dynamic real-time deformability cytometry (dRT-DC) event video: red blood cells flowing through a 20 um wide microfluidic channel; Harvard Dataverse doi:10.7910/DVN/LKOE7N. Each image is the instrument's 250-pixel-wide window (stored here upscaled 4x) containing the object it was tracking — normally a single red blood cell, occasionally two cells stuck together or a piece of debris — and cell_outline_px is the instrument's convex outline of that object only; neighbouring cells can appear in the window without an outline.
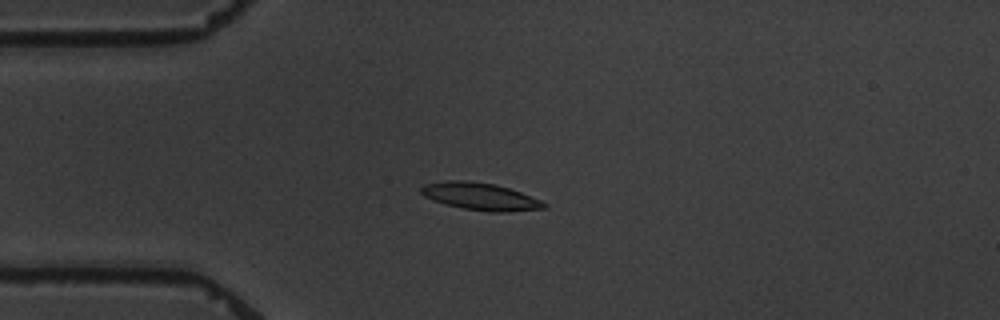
{"species": "common noctule bat (a hibernating species)", "species_latin": "Nyctalus noctula", "temperature_condition": "warm", "stored_images_in_passage": 15, "camera_frame_rate_fps": 3000, "um_per_image_px": 0.085, "animal": {"sex": "male", "body_mass_g": 19.5, "forearm_length_mm": 54.6}, "frame": {"image": 1, "passage_image": 4, "time_ms": 4.0, "image_size_px": [1000, 320], "cell_outline_px": [[548, 208], [504, 212], [488, 212], [464, 208], [444, 204], [432, 200], [424, 196], [420, 192], [420, 188], [424, 184], [448, 180], [464, 180], [496, 184], [520, 192], [540, 200], [548, 204]], "centroid_in_image_um": [40.82, 16.7], "position_along_channel_um": 44.2, "area_um2": 19.59}}
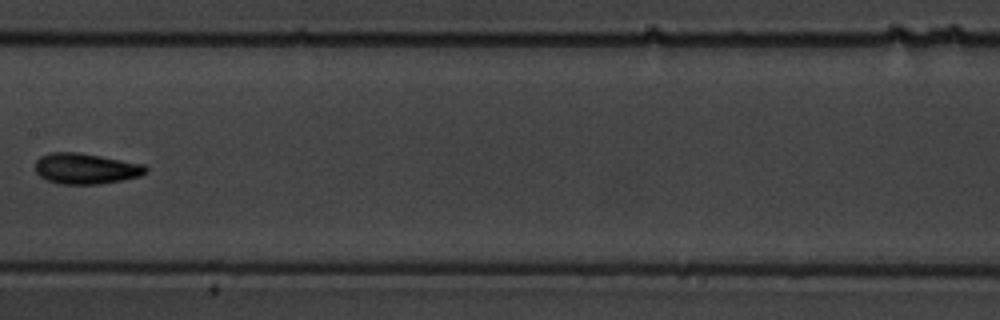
{"frame": {"image": 2, "passage_image": 8, "time_ms": 9.0, "image_size_px": [1000, 320], "cell_outline_px": [[148, 172], [140, 176], [124, 180], [100, 184], [60, 184], [48, 180], [40, 176], [36, 172], [36, 160], [40, 156], [48, 152], [80, 152], [144, 164], [148, 168]], "centroid_in_image_um": [7.31, 14.32], "position_along_channel_um": 200.1, "area_um2": 20.0}}
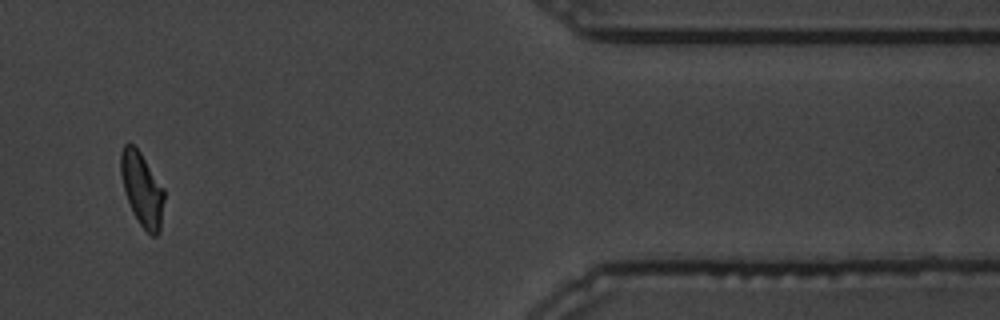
{"frame": {"image": 3, "passage_image": 13, "time_ms": 16.0, "image_size_px": [1000, 320], "cell_outline_px": [[164, 200], [160, 228], [156, 236], [152, 236], [140, 224], [124, 192], [120, 172], [120, 152], [124, 144], [132, 144], [140, 152], [164, 188]], "centroid_in_image_um": [12.06, 16.05], "position_along_channel_um": 399.3, "area_um2": 18.32}, "authors_computed_cell_mechanics": {"area_um2": 18.7272, "velocity_mm_per_s": 3.4389, "shape_relaxation_time_tau1_ms": 5.3853, "shape_relaxation_time_tau2_ms": 3.6162, "deformation_change_tau1": 0.1748, "deformation_change_tau2": 0.1111}}